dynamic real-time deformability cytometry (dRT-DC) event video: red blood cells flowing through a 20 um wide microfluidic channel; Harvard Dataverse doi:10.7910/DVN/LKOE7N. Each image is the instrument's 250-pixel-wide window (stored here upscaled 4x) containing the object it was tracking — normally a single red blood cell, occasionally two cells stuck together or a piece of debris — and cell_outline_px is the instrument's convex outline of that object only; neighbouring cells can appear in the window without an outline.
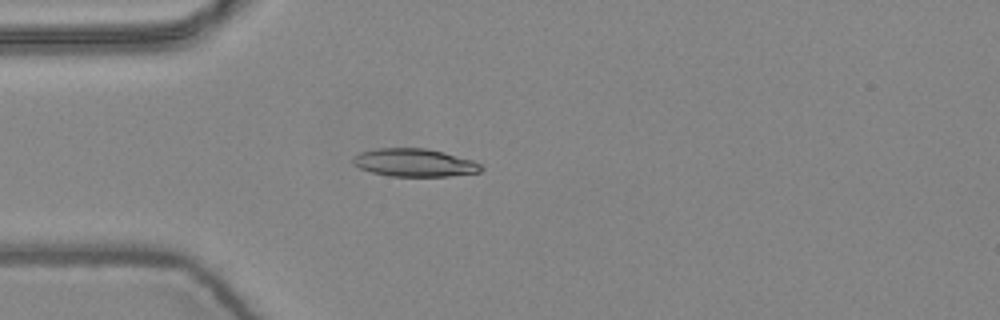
{"species": "common noctule bat (a hibernating species)", "species_latin": "Nyctalus noctula", "temperature_condition": "warm", "stored_images_in_passage": 5, "camera_frame_rate_fps": 3000, "um_per_image_px": 0.085, "animal": {"sex": "female", "body_mass_g": 24.6, "forearm_length_mm": 56.2}, "frame": {"image": 1, "passage_image": 5, "time_ms": 1.333, "image_size_px": [1000, 320], "cell_outline_px": [[484, 168], [480, 172], [448, 176], [392, 176], [372, 172], [360, 168], [352, 164], [352, 160], [360, 152], [376, 148], [424, 148], [444, 152], [472, 160], [480, 164]], "centroid_in_image_um": [35.23, 13.82], "position_along_channel_um": 49.8, "area_um2": 20.75}}